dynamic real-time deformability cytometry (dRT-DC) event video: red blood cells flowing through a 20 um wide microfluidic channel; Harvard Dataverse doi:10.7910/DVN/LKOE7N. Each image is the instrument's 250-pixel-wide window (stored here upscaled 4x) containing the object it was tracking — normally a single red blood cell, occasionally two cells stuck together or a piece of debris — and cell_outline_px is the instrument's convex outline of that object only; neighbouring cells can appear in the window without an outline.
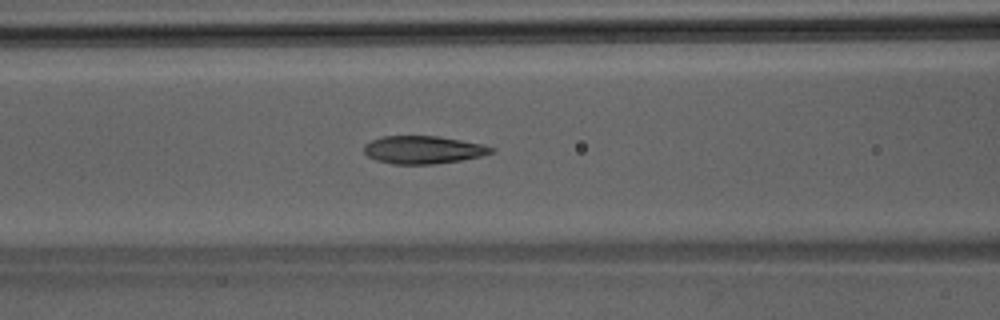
{"species": "Egyptian fruit bat (a non-hibernating species)", "species_latin": "Rousettus aegyptiacus", "temperature_condition": "room temperature", "stored_images_in_passage": 44, "camera_frame_rate_fps": 3000, "um_per_image_px": 0.085, "animal": {"sex": "male"}, "frame": {"image": 1, "passage_image": 18, "time_ms": 5.667, "image_size_px": [1000, 320], "cell_outline_px": [[496, 152], [480, 156], [460, 160], [432, 164], [392, 164], [376, 160], [368, 156], [364, 152], [364, 144], [372, 140], [384, 136], [440, 136], [484, 144], [496, 148]], "centroid_in_image_um": [36.01, 12.73], "position_along_channel_um": 130.6, "area_um2": 20.75}}
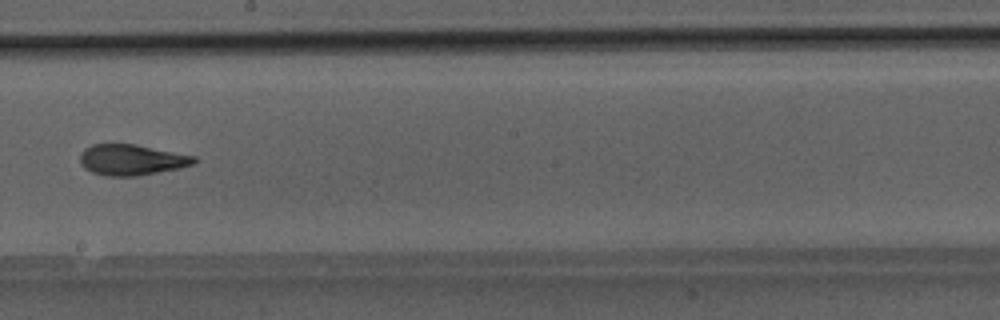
{"frame": {"image": 2, "passage_image": 25, "time_ms": 8.0, "image_size_px": [1000, 320], "cell_outline_px": [[196, 164], [180, 168], [136, 176], [104, 176], [92, 172], [84, 168], [80, 164], [80, 152], [84, 148], [92, 144], [136, 144], [196, 156]], "centroid_in_image_um": [11.17, 13.58], "position_along_channel_um": 237.0, "area_um2": 20.69}}
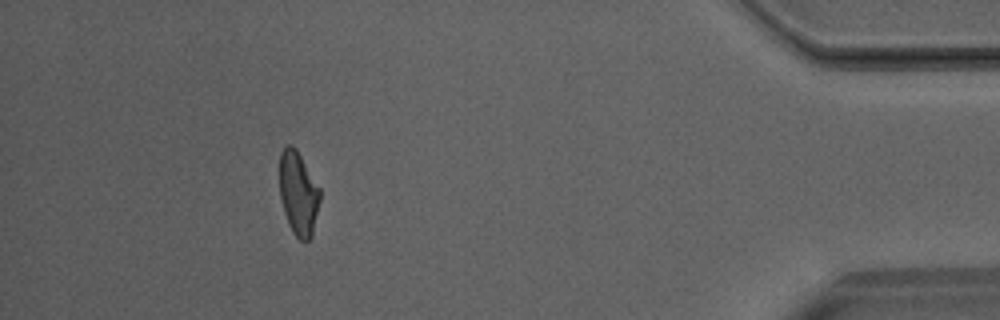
{"frame": {"image": 3, "passage_image": 40, "time_ms": 13.0, "image_size_px": [1000, 320], "cell_outline_px": [[320, 200], [312, 236], [308, 240], [300, 240], [292, 232], [288, 224], [284, 212], [280, 196], [280, 152], [288, 144], [292, 144], [296, 148], [320, 188]], "centroid_in_image_um": [25.36, 16.43], "position_along_channel_um": 409.8, "area_um2": 19.71}}